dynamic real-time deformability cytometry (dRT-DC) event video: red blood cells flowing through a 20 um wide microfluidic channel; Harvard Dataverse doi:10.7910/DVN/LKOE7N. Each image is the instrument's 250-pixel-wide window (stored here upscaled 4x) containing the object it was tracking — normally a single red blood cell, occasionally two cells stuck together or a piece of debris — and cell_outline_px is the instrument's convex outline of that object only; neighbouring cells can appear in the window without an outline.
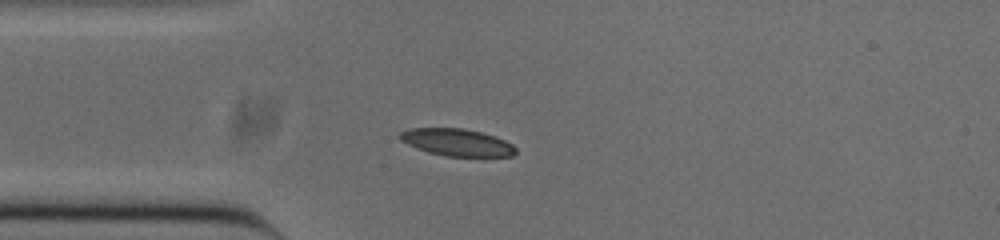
{"species": "common noctule bat (a hibernating species)", "species_latin": "Nyctalus noctula", "temperature_condition": "cold", "stored_images_in_passage": 41, "camera_frame_rate_fps": 3000, "um_per_image_px": 0.085, "animal": {"sex": "male", "body_mass_g": 20.0, "forearm_length_mm": 53.3}, "frame": {"image": 1, "passage_image": 1, "time_ms": 0.0, "image_size_px": [1000, 240], "cell_outline_px": [[516, 152], [512, 156], [444, 156], [428, 152], [408, 144], [400, 140], [396, 136], [400, 132], [408, 128], [464, 128], [480, 132], [504, 140], [512, 144], [516, 148]], "centroid_in_image_um": [38.79, 12.09], "position_along_channel_um": 46.2, "area_um2": 18.26}}
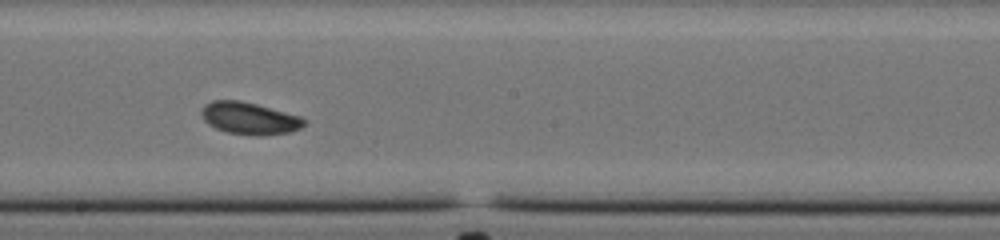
{"frame": {"image": 2, "passage_image": 16, "time_ms": 5.0, "image_size_px": [1000, 240], "cell_outline_px": [[304, 124], [300, 128], [292, 132], [264, 136], [256, 136], [228, 132], [216, 128], [208, 124], [204, 120], [200, 112], [200, 108], [204, 104], [212, 100], [240, 100], [256, 104], [300, 116], [304, 120]], "centroid_in_image_um": [21.16, 10.06], "position_along_channel_um": 227.0, "area_um2": 19.31}}
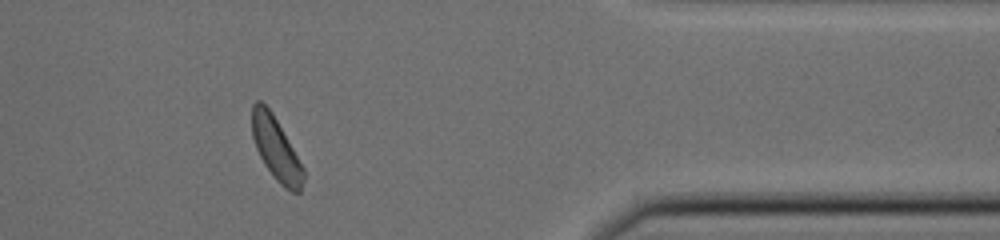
{"frame": {"image": 3, "passage_image": 31, "time_ms": 10.0, "image_size_px": [1000, 240], "cell_outline_px": [[304, 180], [300, 192], [292, 192], [284, 188], [276, 180], [264, 164], [256, 148], [252, 136], [252, 104], [256, 100], [260, 100], [272, 112], [304, 168]], "centroid_in_image_um": [23.46, 12.65], "position_along_channel_um": 387.9, "area_um2": 18.73}, "authors_computed_cell_mechanics": {"area_um2": 18.8428, "velocity_mm_per_s": 3.8076, "shape_relaxation_time_tau1_ms": 1.6473, "shape_relaxation_time_tau2_ms": null, "deformation_change_tau1": 0.0653, "deformation_change_tau2": null}}